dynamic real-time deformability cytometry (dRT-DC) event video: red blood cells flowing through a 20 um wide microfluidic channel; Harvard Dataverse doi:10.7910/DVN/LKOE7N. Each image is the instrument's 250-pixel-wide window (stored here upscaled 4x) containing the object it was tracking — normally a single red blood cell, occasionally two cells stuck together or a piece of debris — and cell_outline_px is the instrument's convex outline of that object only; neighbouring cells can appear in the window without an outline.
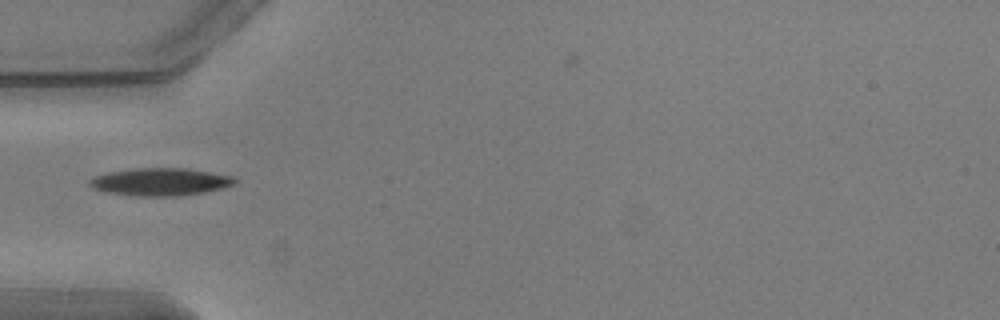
{"species": "common noctule bat (a hibernating species)", "species_latin": "Nyctalus noctula", "temperature_condition": "warm", "stored_images_in_passage": 17, "camera_frame_rate_fps": 3000, "um_per_image_px": 0.085, "animal": {"sex": "male", "body_mass_g": 20.5, "forearm_length_mm": 52.5}, "frame": {"image": 1, "passage_image": 1, "time_ms": 0.0, "image_size_px": [1000, 320], "cell_outline_px": [[236, 184], [224, 188], [204, 192], [176, 196], [136, 196], [108, 192], [92, 188], [88, 184], [88, 180], [92, 176], [108, 172], [136, 168], [188, 168], [236, 176]], "centroid_in_image_um": [13.65, 15.45], "position_along_channel_um": 71.4, "area_um2": 23.64}}
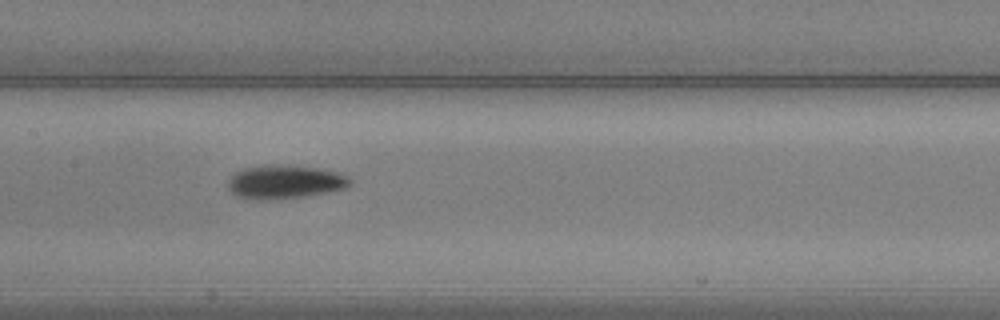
{"frame": {"image": 2, "passage_image": 10, "time_ms": 3.0, "image_size_px": [1000, 320], "cell_outline_px": [[352, 184], [344, 188], [328, 192], [304, 196], [264, 200], [260, 200], [236, 196], [228, 188], [228, 180], [236, 172], [244, 168], [260, 164], [288, 164], [316, 168], [336, 172], [348, 176], [352, 180]], "centroid_in_image_um": [24.2, 15.44], "position_along_channel_um": 183.2, "area_um2": 24.04}}
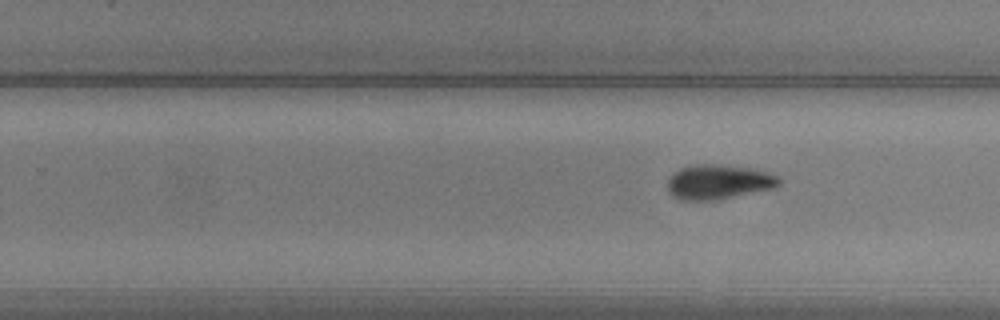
{"frame": {"image": 3, "passage_image": 17, "time_ms": 5.333, "image_size_px": [1000, 320], "cell_outline_px": [[780, 184], [776, 188], [720, 200], [680, 200], [672, 196], [668, 192], [668, 176], [672, 172], [688, 164], [720, 164], [752, 168], [768, 172], [780, 176]], "centroid_in_image_um": [61.07, 15.46], "position_along_channel_um": 268.7, "area_um2": 23.24}}